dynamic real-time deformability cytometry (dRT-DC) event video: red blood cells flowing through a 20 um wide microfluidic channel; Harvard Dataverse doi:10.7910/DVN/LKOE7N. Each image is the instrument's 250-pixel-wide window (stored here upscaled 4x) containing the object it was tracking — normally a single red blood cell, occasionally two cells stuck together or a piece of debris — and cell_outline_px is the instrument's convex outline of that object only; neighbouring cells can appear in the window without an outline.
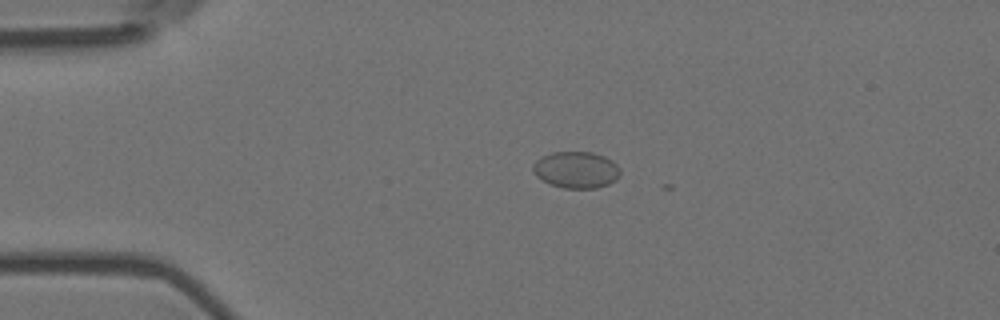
{"species": "Egyptian fruit bat (a non-hibernating species)", "species_latin": "Rousettus aegyptiacus", "temperature_condition": "room temperature", "stored_images_in_passage": 2, "camera_frame_rate_fps": 3000, "um_per_image_px": 0.085, "animal": {"sex": "female"}, "frame": {"image": 1, "passage_image": 1, "time_ms": 0.0, "image_size_px": [1000, 320], "cell_outline_px": [[620, 176], [616, 180], [608, 184], [596, 188], [564, 188], [548, 184], [536, 176], [532, 168], [532, 164], [540, 156], [552, 152], [592, 152], [604, 156], [612, 160], [620, 168]], "centroid_in_image_um": [48.96, 14.43], "position_along_channel_um": 36.0, "area_um2": 18.84}}